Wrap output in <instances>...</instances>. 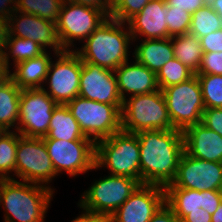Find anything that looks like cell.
Here are the masks:
<instances>
[{
    "label": "cell",
    "mask_w": 222,
    "mask_h": 222,
    "mask_svg": "<svg viewBox=\"0 0 222 222\" xmlns=\"http://www.w3.org/2000/svg\"><path fill=\"white\" fill-rule=\"evenodd\" d=\"M84 135L95 143L121 130L123 105H111L80 96L66 103Z\"/></svg>",
    "instance_id": "6"
},
{
    "label": "cell",
    "mask_w": 222,
    "mask_h": 222,
    "mask_svg": "<svg viewBox=\"0 0 222 222\" xmlns=\"http://www.w3.org/2000/svg\"><path fill=\"white\" fill-rule=\"evenodd\" d=\"M14 13L8 18V36L35 41L44 51L47 50L46 47H50L55 55L65 51L53 22L16 10Z\"/></svg>",
    "instance_id": "17"
},
{
    "label": "cell",
    "mask_w": 222,
    "mask_h": 222,
    "mask_svg": "<svg viewBox=\"0 0 222 222\" xmlns=\"http://www.w3.org/2000/svg\"><path fill=\"white\" fill-rule=\"evenodd\" d=\"M150 222H182L173 210L165 203L152 217Z\"/></svg>",
    "instance_id": "41"
},
{
    "label": "cell",
    "mask_w": 222,
    "mask_h": 222,
    "mask_svg": "<svg viewBox=\"0 0 222 222\" xmlns=\"http://www.w3.org/2000/svg\"><path fill=\"white\" fill-rule=\"evenodd\" d=\"M165 203V188L141 184L107 222H150Z\"/></svg>",
    "instance_id": "15"
},
{
    "label": "cell",
    "mask_w": 222,
    "mask_h": 222,
    "mask_svg": "<svg viewBox=\"0 0 222 222\" xmlns=\"http://www.w3.org/2000/svg\"><path fill=\"white\" fill-rule=\"evenodd\" d=\"M54 189L42 185L7 179L1 189L0 205L5 222H44Z\"/></svg>",
    "instance_id": "3"
},
{
    "label": "cell",
    "mask_w": 222,
    "mask_h": 222,
    "mask_svg": "<svg viewBox=\"0 0 222 222\" xmlns=\"http://www.w3.org/2000/svg\"><path fill=\"white\" fill-rule=\"evenodd\" d=\"M64 0H17L16 11L57 23Z\"/></svg>",
    "instance_id": "28"
},
{
    "label": "cell",
    "mask_w": 222,
    "mask_h": 222,
    "mask_svg": "<svg viewBox=\"0 0 222 222\" xmlns=\"http://www.w3.org/2000/svg\"><path fill=\"white\" fill-rule=\"evenodd\" d=\"M196 74L222 75V52L203 53L199 70Z\"/></svg>",
    "instance_id": "35"
},
{
    "label": "cell",
    "mask_w": 222,
    "mask_h": 222,
    "mask_svg": "<svg viewBox=\"0 0 222 222\" xmlns=\"http://www.w3.org/2000/svg\"><path fill=\"white\" fill-rule=\"evenodd\" d=\"M18 145V132L4 131L0 135V176L13 179L10 172L16 175V155Z\"/></svg>",
    "instance_id": "29"
},
{
    "label": "cell",
    "mask_w": 222,
    "mask_h": 222,
    "mask_svg": "<svg viewBox=\"0 0 222 222\" xmlns=\"http://www.w3.org/2000/svg\"><path fill=\"white\" fill-rule=\"evenodd\" d=\"M195 73L175 57L156 74L159 89L177 85L192 78Z\"/></svg>",
    "instance_id": "31"
},
{
    "label": "cell",
    "mask_w": 222,
    "mask_h": 222,
    "mask_svg": "<svg viewBox=\"0 0 222 222\" xmlns=\"http://www.w3.org/2000/svg\"><path fill=\"white\" fill-rule=\"evenodd\" d=\"M50 54L45 51L38 57L18 63L14 66V72L9 73V77L21 89L43 88L52 60Z\"/></svg>",
    "instance_id": "21"
},
{
    "label": "cell",
    "mask_w": 222,
    "mask_h": 222,
    "mask_svg": "<svg viewBox=\"0 0 222 222\" xmlns=\"http://www.w3.org/2000/svg\"><path fill=\"white\" fill-rule=\"evenodd\" d=\"M71 222H107V219L102 216L84 211L80 216Z\"/></svg>",
    "instance_id": "45"
},
{
    "label": "cell",
    "mask_w": 222,
    "mask_h": 222,
    "mask_svg": "<svg viewBox=\"0 0 222 222\" xmlns=\"http://www.w3.org/2000/svg\"><path fill=\"white\" fill-rule=\"evenodd\" d=\"M205 108H222V75L196 74Z\"/></svg>",
    "instance_id": "32"
},
{
    "label": "cell",
    "mask_w": 222,
    "mask_h": 222,
    "mask_svg": "<svg viewBox=\"0 0 222 222\" xmlns=\"http://www.w3.org/2000/svg\"><path fill=\"white\" fill-rule=\"evenodd\" d=\"M168 5L165 0H151L138 14L132 17L128 24L132 42L143 39H163L168 37L166 14Z\"/></svg>",
    "instance_id": "18"
},
{
    "label": "cell",
    "mask_w": 222,
    "mask_h": 222,
    "mask_svg": "<svg viewBox=\"0 0 222 222\" xmlns=\"http://www.w3.org/2000/svg\"><path fill=\"white\" fill-rule=\"evenodd\" d=\"M79 96L111 105H123L113 70L82 61Z\"/></svg>",
    "instance_id": "16"
},
{
    "label": "cell",
    "mask_w": 222,
    "mask_h": 222,
    "mask_svg": "<svg viewBox=\"0 0 222 222\" xmlns=\"http://www.w3.org/2000/svg\"><path fill=\"white\" fill-rule=\"evenodd\" d=\"M42 139L58 140H91L81 131L78 122L73 117L66 104H57L54 108L48 134Z\"/></svg>",
    "instance_id": "23"
},
{
    "label": "cell",
    "mask_w": 222,
    "mask_h": 222,
    "mask_svg": "<svg viewBox=\"0 0 222 222\" xmlns=\"http://www.w3.org/2000/svg\"><path fill=\"white\" fill-rule=\"evenodd\" d=\"M16 176L24 182L51 188L46 185L57 175L42 138L25 137L18 133Z\"/></svg>",
    "instance_id": "10"
},
{
    "label": "cell",
    "mask_w": 222,
    "mask_h": 222,
    "mask_svg": "<svg viewBox=\"0 0 222 222\" xmlns=\"http://www.w3.org/2000/svg\"><path fill=\"white\" fill-rule=\"evenodd\" d=\"M21 90L10 77L0 86V126L5 131H17Z\"/></svg>",
    "instance_id": "24"
},
{
    "label": "cell",
    "mask_w": 222,
    "mask_h": 222,
    "mask_svg": "<svg viewBox=\"0 0 222 222\" xmlns=\"http://www.w3.org/2000/svg\"><path fill=\"white\" fill-rule=\"evenodd\" d=\"M166 188L222 190V163L194 158L184 151L175 179Z\"/></svg>",
    "instance_id": "14"
},
{
    "label": "cell",
    "mask_w": 222,
    "mask_h": 222,
    "mask_svg": "<svg viewBox=\"0 0 222 222\" xmlns=\"http://www.w3.org/2000/svg\"><path fill=\"white\" fill-rule=\"evenodd\" d=\"M16 3L17 0H0V16L8 19L15 12Z\"/></svg>",
    "instance_id": "43"
},
{
    "label": "cell",
    "mask_w": 222,
    "mask_h": 222,
    "mask_svg": "<svg viewBox=\"0 0 222 222\" xmlns=\"http://www.w3.org/2000/svg\"><path fill=\"white\" fill-rule=\"evenodd\" d=\"M140 185L136 179L110 174L92 183L81 196L78 206L108 219Z\"/></svg>",
    "instance_id": "7"
},
{
    "label": "cell",
    "mask_w": 222,
    "mask_h": 222,
    "mask_svg": "<svg viewBox=\"0 0 222 222\" xmlns=\"http://www.w3.org/2000/svg\"><path fill=\"white\" fill-rule=\"evenodd\" d=\"M8 34H9L8 19L0 16V55L3 54Z\"/></svg>",
    "instance_id": "44"
},
{
    "label": "cell",
    "mask_w": 222,
    "mask_h": 222,
    "mask_svg": "<svg viewBox=\"0 0 222 222\" xmlns=\"http://www.w3.org/2000/svg\"><path fill=\"white\" fill-rule=\"evenodd\" d=\"M95 166L106 167L111 175L126 176L140 182V146L137 135L121 129L97 141Z\"/></svg>",
    "instance_id": "4"
},
{
    "label": "cell",
    "mask_w": 222,
    "mask_h": 222,
    "mask_svg": "<svg viewBox=\"0 0 222 222\" xmlns=\"http://www.w3.org/2000/svg\"><path fill=\"white\" fill-rule=\"evenodd\" d=\"M192 15L183 9H169L166 14L168 37L189 33Z\"/></svg>",
    "instance_id": "34"
},
{
    "label": "cell",
    "mask_w": 222,
    "mask_h": 222,
    "mask_svg": "<svg viewBox=\"0 0 222 222\" xmlns=\"http://www.w3.org/2000/svg\"><path fill=\"white\" fill-rule=\"evenodd\" d=\"M222 28V20L210 5L205 4L192 14L189 33L202 38Z\"/></svg>",
    "instance_id": "30"
},
{
    "label": "cell",
    "mask_w": 222,
    "mask_h": 222,
    "mask_svg": "<svg viewBox=\"0 0 222 222\" xmlns=\"http://www.w3.org/2000/svg\"><path fill=\"white\" fill-rule=\"evenodd\" d=\"M109 16L100 9L64 1L55 24L64 50L74 48L73 41H85Z\"/></svg>",
    "instance_id": "9"
},
{
    "label": "cell",
    "mask_w": 222,
    "mask_h": 222,
    "mask_svg": "<svg viewBox=\"0 0 222 222\" xmlns=\"http://www.w3.org/2000/svg\"><path fill=\"white\" fill-rule=\"evenodd\" d=\"M43 140L57 176L62 171L74 177L98 169L95 166L96 143L93 140Z\"/></svg>",
    "instance_id": "11"
},
{
    "label": "cell",
    "mask_w": 222,
    "mask_h": 222,
    "mask_svg": "<svg viewBox=\"0 0 222 222\" xmlns=\"http://www.w3.org/2000/svg\"><path fill=\"white\" fill-rule=\"evenodd\" d=\"M136 135L140 146V183L166 188L175 179L184 153L183 131L148 130Z\"/></svg>",
    "instance_id": "1"
},
{
    "label": "cell",
    "mask_w": 222,
    "mask_h": 222,
    "mask_svg": "<svg viewBox=\"0 0 222 222\" xmlns=\"http://www.w3.org/2000/svg\"><path fill=\"white\" fill-rule=\"evenodd\" d=\"M199 39L203 53L222 52V28Z\"/></svg>",
    "instance_id": "38"
},
{
    "label": "cell",
    "mask_w": 222,
    "mask_h": 222,
    "mask_svg": "<svg viewBox=\"0 0 222 222\" xmlns=\"http://www.w3.org/2000/svg\"><path fill=\"white\" fill-rule=\"evenodd\" d=\"M44 52V49L35 41L27 38L22 39L15 36H8L2 58L6 68L9 70V56H11V58L14 57L12 60L14 61L13 64L15 66L20 62L26 61L27 59L38 57Z\"/></svg>",
    "instance_id": "27"
},
{
    "label": "cell",
    "mask_w": 222,
    "mask_h": 222,
    "mask_svg": "<svg viewBox=\"0 0 222 222\" xmlns=\"http://www.w3.org/2000/svg\"><path fill=\"white\" fill-rule=\"evenodd\" d=\"M57 61L50 62L45 83V92L57 103L66 104L79 96L82 60L74 50L56 54Z\"/></svg>",
    "instance_id": "13"
},
{
    "label": "cell",
    "mask_w": 222,
    "mask_h": 222,
    "mask_svg": "<svg viewBox=\"0 0 222 222\" xmlns=\"http://www.w3.org/2000/svg\"><path fill=\"white\" fill-rule=\"evenodd\" d=\"M6 180L7 179L5 177L0 176V193H1L2 186Z\"/></svg>",
    "instance_id": "49"
},
{
    "label": "cell",
    "mask_w": 222,
    "mask_h": 222,
    "mask_svg": "<svg viewBox=\"0 0 222 222\" xmlns=\"http://www.w3.org/2000/svg\"><path fill=\"white\" fill-rule=\"evenodd\" d=\"M5 130L3 128H1L0 126V135L4 132Z\"/></svg>",
    "instance_id": "51"
},
{
    "label": "cell",
    "mask_w": 222,
    "mask_h": 222,
    "mask_svg": "<svg viewBox=\"0 0 222 222\" xmlns=\"http://www.w3.org/2000/svg\"><path fill=\"white\" fill-rule=\"evenodd\" d=\"M201 123L222 136V108H205Z\"/></svg>",
    "instance_id": "36"
},
{
    "label": "cell",
    "mask_w": 222,
    "mask_h": 222,
    "mask_svg": "<svg viewBox=\"0 0 222 222\" xmlns=\"http://www.w3.org/2000/svg\"><path fill=\"white\" fill-rule=\"evenodd\" d=\"M202 209L212 215L222 202V190L200 191Z\"/></svg>",
    "instance_id": "37"
},
{
    "label": "cell",
    "mask_w": 222,
    "mask_h": 222,
    "mask_svg": "<svg viewBox=\"0 0 222 222\" xmlns=\"http://www.w3.org/2000/svg\"><path fill=\"white\" fill-rule=\"evenodd\" d=\"M57 103L43 88L21 90L17 132L25 137L43 138Z\"/></svg>",
    "instance_id": "12"
},
{
    "label": "cell",
    "mask_w": 222,
    "mask_h": 222,
    "mask_svg": "<svg viewBox=\"0 0 222 222\" xmlns=\"http://www.w3.org/2000/svg\"><path fill=\"white\" fill-rule=\"evenodd\" d=\"M211 8L216 11L222 20V0H213L210 4Z\"/></svg>",
    "instance_id": "47"
},
{
    "label": "cell",
    "mask_w": 222,
    "mask_h": 222,
    "mask_svg": "<svg viewBox=\"0 0 222 222\" xmlns=\"http://www.w3.org/2000/svg\"><path fill=\"white\" fill-rule=\"evenodd\" d=\"M121 129L130 133L172 129L162 90L129 96L123 101Z\"/></svg>",
    "instance_id": "5"
},
{
    "label": "cell",
    "mask_w": 222,
    "mask_h": 222,
    "mask_svg": "<svg viewBox=\"0 0 222 222\" xmlns=\"http://www.w3.org/2000/svg\"><path fill=\"white\" fill-rule=\"evenodd\" d=\"M212 215L200 208V210L191 211L186 215L182 222H211Z\"/></svg>",
    "instance_id": "42"
},
{
    "label": "cell",
    "mask_w": 222,
    "mask_h": 222,
    "mask_svg": "<svg viewBox=\"0 0 222 222\" xmlns=\"http://www.w3.org/2000/svg\"><path fill=\"white\" fill-rule=\"evenodd\" d=\"M166 204L182 220L191 211L200 210V191L185 188H165Z\"/></svg>",
    "instance_id": "26"
},
{
    "label": "cell",
    "mask_w": 222,
    "mask_h": 222,
    "mask_svg": "<svg viewBox=\"0 0 222 222\" xmlns=\"http://www.w3.org/2000/svg\"><path fill=\"white\" fill-rule=\"evenodd\" d=\"M151 0H112L111 18L128 22L138 14Z\"/></svg>",
    "instance_id": "33"
},
{
    "label": "cell",
    "mask_w": 222,
    "mask_h": 222,
    "mask_svg": "<svg viewBox=\"0 0 222 222\" xmlns=\"http://www.w3.org/2000/svg\"><path fill=\"white\" fill-rule=\"evenodd\" d=\"M211 222H222V202L217 210L212 214Z\"/></svg>",
    "instance_id": "48"
},
{
    "label": "cell",
    "mask_w": 222,
    "mask_h": 222,
    "mask_svg": "<svg viewBox=\"0 0 222 222\" xmlns=\"http://www.w3.org/2000/svg\"><path fill=\"white\" fill-rule=\"evenodd\" d=\"M169 9H183L191 15L203 7L205 3L202 0H165Z\"/></svg>",
    "instance_id": "39"
},
{
    "label": "cell",
    "mask_w": 222,
    "mask_h": 222,
    "mask_svg": "<svg viewBox=\"0 0 222 222\" xmlns=\"http://www.w3.org/2000/svg\"><path fill=\"white\" fill-rule=\"evenodd\" d=\"M84 6L100 9L108 16L111 15L112 0H64Z\"/></svg>",
    "instance_id": "40"
},
{
    "label": "cell",
    "mask_w": 222,
    "mask_h": 222,
    "mask_svg": "<svg viewBox=\"0 0 222 222\" xmlns=\"http://www.w3.org/2000/svg\"><path fill=\"white\" fill-rule=\"evenodd\" d=\"M10 70L4 64L2 55H0V86L9 78Z\"/></svg>",
    "instance_id": "46"
},
{
    "label": "cell",
    "mask_w": 222,
    "mask_h": 222,
    "mask_svg": "<svg viewBox=\"0 0 222 222\" xmlns=\"http://www.w3.org/2000/svg\"><path fill=\"white\" fill-rule=\"evenodd\" d=\"M126 26V27H125ZM132 36L124 22L110 16L85 40L84 45L74 50L83 62L116 70L128 61Z\"/></svg>",
    "instance_id": "2"
},
{
    "label": "cell",
    "mask_w": 222,
    "mask_h": 222,
    "mask_svg": "<svg viewBox=\"0 0 222 222\" xmlns=\"http://www.w3.org/2000/svg\"><path fill=\"white\" fill-rule=\"evenodd\" d=\"M184 151L194 157L222 163V136L197 123L183 131Z\"/></svg>",
    "instance_id": "19"
},
{
    "label": "cell",
    "mask_w": 222,
    "mask_h": 222,
    "mask_svg": "<svg viewBox=\"0 0 222 222\" xmlns=\"http://www.w3.org/2000/svg\"><path fill=\"white\" fill-rule=\"evenodd\" d=\"M171 42L174 57L196 74L203 56L200 39L195 35L185 33L172 36Z\"/></svg>",
    "instance_id": "25"
},
{
    "label": "cell",
    "mask_w": 222,
    "mask_h": 222,
    "mask_svg": "<svg viewBox=\"0 0 222 222\" xmlns=\"http://www.w3.org/2000/svg\"><path fill=\"white\" fill-rule=\"evenodd\" d=\"M142 41L136 46L133 56L138 63L157 74L168 61L174 58L171 37Z\"/></svg>",
    "instance_id": "22"
},
{
    "label": "cell",
    "mask_w": 222,
    "mask_h": 222,
    "mask_svg": "<svg viewBox=\"0 0 222 222\" xmlns=\"http://www.w3.org/2000/svg\"><path fill=\"white\" fill-rule=\"evenodd\" d=\"M205 4H210L213 0H202Z\"/></svg>",
    "instance_id": "50"
},
{
    "label": "cell",
    "mask_w": 222,
    "mask_h": 222,
    "mask_svg": "<svg viewBox=\"0 0 222 222\" xmlns=\"http://www.w3.org/2000/svg\"><path fill=\"white\" fill-rule=\"evenodd\" d=\"M114 72L123 101L126 99L125 93L135 96L159 90L156 73L136 60L132 64L124 62Z\"/></svg>",
    "instance_id": "20"
},
{
    "label": "cell",
    "mask_w": 222,
    "mask_h": 222,
    "mask_svg": "<svg viewBox=\"0 0 222 222\" xmlns=\"http://www.w3.org/2000/svg\"><path fill=\"white\" fill-rule=\"evenodd\" d=\"M172 129L184 131L200 123L205 110L202 89L195 74L189 80L162 89Z\"/></svg>",
    "instance_id": "8"
}]
</instances>
